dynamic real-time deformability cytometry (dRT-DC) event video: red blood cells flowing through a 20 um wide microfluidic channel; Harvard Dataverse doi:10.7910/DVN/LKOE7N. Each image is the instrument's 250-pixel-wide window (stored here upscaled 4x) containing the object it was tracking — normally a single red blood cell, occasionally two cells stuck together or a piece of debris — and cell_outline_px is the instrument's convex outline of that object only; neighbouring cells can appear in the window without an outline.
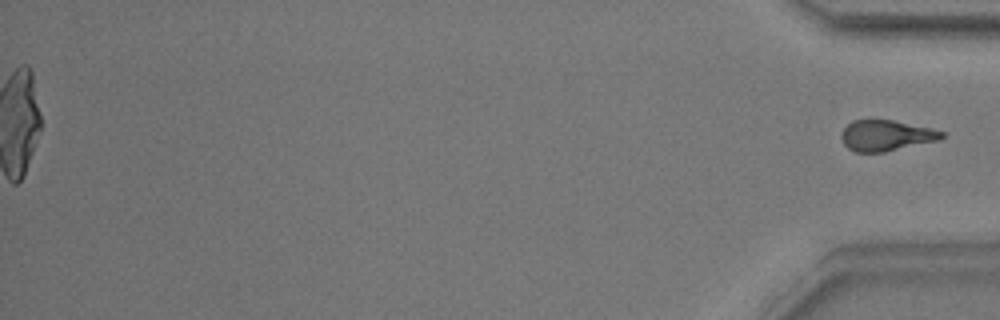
{"species": "common noctule bat (a hibernating species)", "species_latin": "Nyctalus noctula", "temperature_condition": "warm", "stored_images_in_passage": 53, "segment_of_instrument_passage": [2, 2], "camera_frame_rate_fps": 3000, "um_per_image_px": 0.085, "animal": {"sex": "male", "body_mass_g": 17.9}, "frame": {"image": 1, "passage_image": 53, "time_ms": 17.333, "image_size_px": [1000, 320], "cell_outline_px": [[944, 136], [940, 140], [884, 152], [856, 152], [848, 148], [844, 144], [840, 136], [840, 132], [852, 120], [892, 120], [932, 128], [944, 132]], "centroid_in_image_um": [75.31, 11.52], "position_along_channel_um": 359.9, "area_um2": 18.03}}